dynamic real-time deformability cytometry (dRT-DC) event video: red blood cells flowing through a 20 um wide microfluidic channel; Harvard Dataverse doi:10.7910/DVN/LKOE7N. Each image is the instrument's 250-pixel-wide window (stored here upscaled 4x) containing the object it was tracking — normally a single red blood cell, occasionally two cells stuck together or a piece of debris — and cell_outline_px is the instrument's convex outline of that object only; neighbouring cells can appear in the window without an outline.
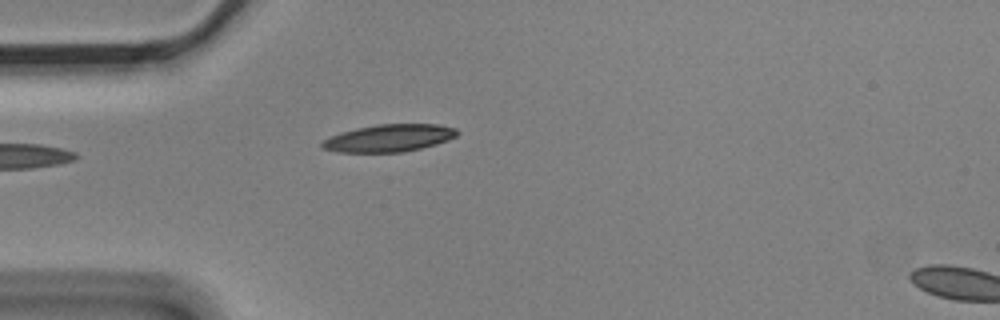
{"species": "Egyptian fruit bat (a non-hibernating species)", "species_latin": "Rousettus aegyptiacus", "temperature_condition": "cold", "stored_images_in_passage": 6, "segment_of_instrument_passage": [1, 2], "camera_frame_rate_fps": 3000, "um_per_image_px": 0.085, "animal": {"sex": "male"}, "frame": {"image": 1, "passage_image": 5, "time_ms": 1.333, "image_size_px": [1000, 320], "cell_outline_px": [[460, 132], [456, 136], [448, 140], [436, 144], [404, 152], [340, 152], [320, 148], [320, 144], [324, 140], [340, 132], [356, 128], [376, 124], [440, 124], [456, 128]], "centroid_in_image_um": [33.08, 11.73], "position_along_channel_um": 51.9, "area_um2": 21.62}}